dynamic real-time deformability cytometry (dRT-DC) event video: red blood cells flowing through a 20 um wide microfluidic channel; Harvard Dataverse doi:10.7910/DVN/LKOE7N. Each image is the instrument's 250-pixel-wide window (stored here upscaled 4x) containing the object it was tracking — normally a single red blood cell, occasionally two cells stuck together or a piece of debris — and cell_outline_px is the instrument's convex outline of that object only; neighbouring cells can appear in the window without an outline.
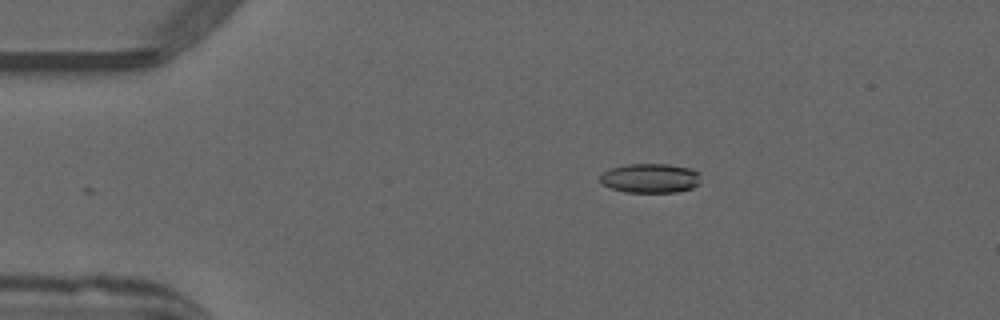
{"species": "common noctule bat (a hibernating species)", "species_latin": "Nyctalus noctula", "temperature_condition": "warm", "stored_images_in_passage": 32, "camera_frame_rate_fps": 3000, "um_per_image_px": 0.085, "animal": {"sex": "male", "forearm_length_mm": 52.5}, "frame": {"image": 1, "passage_image": 1, "time_ms": 0.0, "image_size_px": [1000, 320], "cell_outline_px": [[700, 184], [692, 188], [676, 192], [624, 192], [600, 184], [600, 176], [608, 168], [628, 164], [668, 164], [692, 168], [700, 172]], "centroid_in_image_um": [55.29, 15.14], "position_along_channel_um": 29.7, "area_um2": 17.51}}
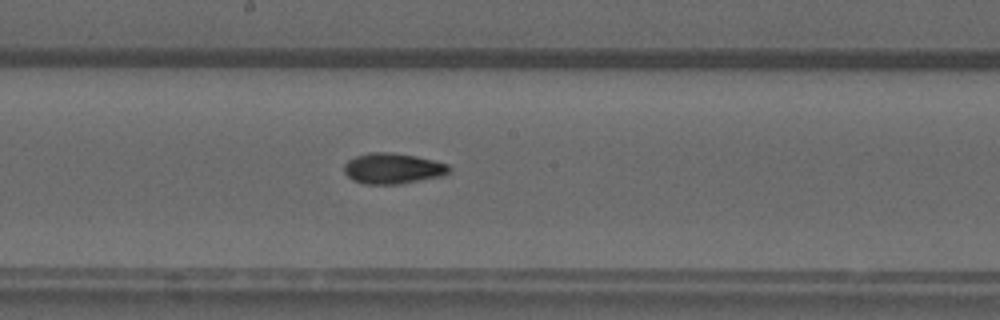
{"frame": {"image": 2, "passage_image": 19, "time_ms": 6.0, "image_size_px": [1000, 320], "cell_outline_px": [[452, 168], [444, 176], [400, 184], [364, 184], [352, 180], [344, 172], [344, 164], [348, 160], [356, 156], [368, 152], [392, 152], [416, 156], [448, 164]], "centroid_in_image_um": [33.39, 14.32], "position_along_channel_um": 214.8, "area_um2": 18.96}}
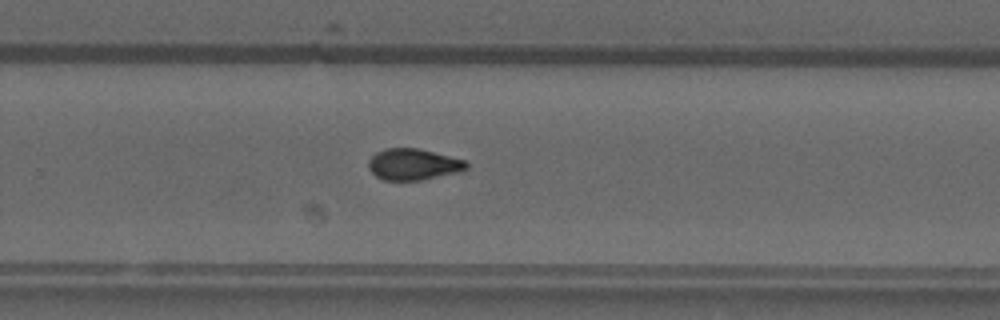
{"frame": {"image": 3, "passage_image": 25, "time_ms": 8.0, "image_size_px": [1000, 320], "cell_outline_px": [[468, 168], [460, 172], [420, 180], [384, 180], [376, 176], [368, 168], [368, 160], [376, 152], [384, 148], [416, 148], [464, 160], [468, 164]], "centroid_in_image_um": [35.1, 13.97], "position_along_channel_um": 294.7, "area_um2": 17.74}, "authors_computed_cell_mechanics": {"area_um2": 18.1492, "velocity_mm_per_s": 4.0085, "shape_relaxation_time_tau1_ms": null, "shape_relaxation_time_tau2_ms": 1.9961, "deformation_change_tau1": null, "deformation_change_tau2": 0.0788}}